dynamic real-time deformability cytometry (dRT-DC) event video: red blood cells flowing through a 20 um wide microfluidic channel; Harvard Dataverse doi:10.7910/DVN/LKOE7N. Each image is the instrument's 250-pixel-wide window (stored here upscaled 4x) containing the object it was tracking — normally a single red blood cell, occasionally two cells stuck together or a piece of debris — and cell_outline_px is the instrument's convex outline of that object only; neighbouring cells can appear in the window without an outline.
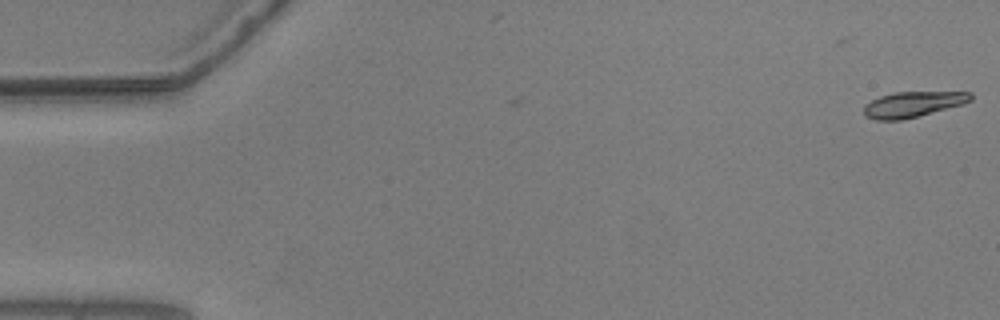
{"species": "common noctule bat (a hibernating species)", "species_latin": "Nyctalus noctula", "temperature_condition": "warm", "stored_images_in_passage": 4, "camera_frame_rate_fps": 3000, "um_per_image_px": 0.085, "animal": {"sex": "male", "body_mass_g": 20.5, "forearm_length_mm": 52.5}, "frame": {"image": 1, "passage_image": 1, "time_ms": 0.0, "image_size_px": [1000, 320], "cell_outline_px": [[972, 100], [964, 104], [900, 120], [876, 120], [864, 116], [864, 104], [880, 96], [892, 92], [972, 92]], "centroid_in_image_um": [77.57, 8.86], "position_along_channel_um": 7.4, "area_um2": 15.84}}